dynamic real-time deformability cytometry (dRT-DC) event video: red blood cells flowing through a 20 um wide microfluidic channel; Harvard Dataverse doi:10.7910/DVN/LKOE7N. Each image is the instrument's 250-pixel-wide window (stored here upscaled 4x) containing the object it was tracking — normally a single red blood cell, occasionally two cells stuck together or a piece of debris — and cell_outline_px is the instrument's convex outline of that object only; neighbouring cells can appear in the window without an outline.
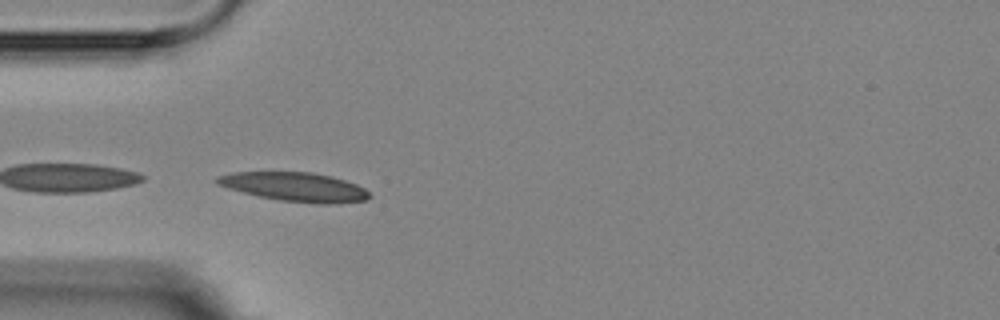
{"species": "Egyptian fruit bat (a non-hibernating species)", "species_latin": "Rousettus aegyptiacus", "temperature_condition": "room temperature", "stored_images_in_passage": 3, "camera_frame_rate_fps": 3000, "um_per_image_px": 0.085, "animal": {"sex": "female"}, "frame": {"image": 1, "passage_image": 2, "time_ms": 1.0, "image_size_px": [1000, 320], "cell_outline_px": [[372, 196], [368, 200], [336, 204], [316, 204], [280, 200], [260, 196], [228, 188], [216, 184], [212, 180], [216, 176], [232, 172], [312, 172], [332, 176], [356, 184], [364, 188]], "centroid_in_image_um": [25.07, 15.89], "position_along_channel_um": 59.9, "area_um2": 25.95}}